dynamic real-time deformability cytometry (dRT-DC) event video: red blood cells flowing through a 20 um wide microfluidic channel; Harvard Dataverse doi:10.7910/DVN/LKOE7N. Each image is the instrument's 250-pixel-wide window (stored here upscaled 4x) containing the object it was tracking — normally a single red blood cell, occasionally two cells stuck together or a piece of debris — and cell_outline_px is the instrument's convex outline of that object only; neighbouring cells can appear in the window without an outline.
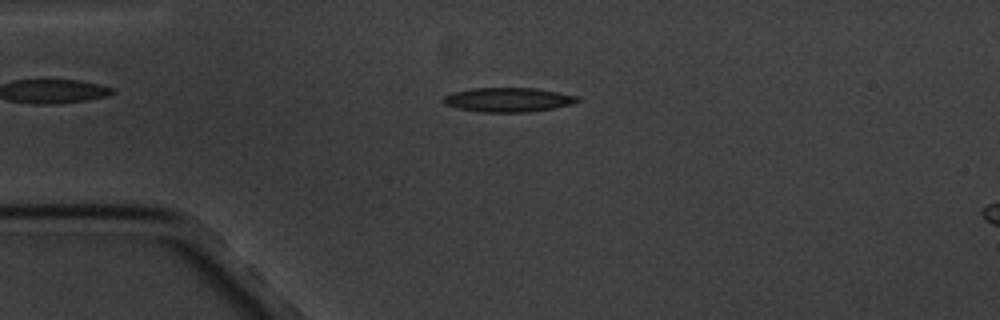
{"species": "common noctule bat (a hibernating species)", "species_latin": "Nyctalus noctula", "temperature_condition": "cold", "stored_images_in_passage": 5, "segment_of_instrument_passage": [1, 2], "camera_frame_rate_fps": 3000, "um_per_image_px": 0.085, "animal": {"sex": "male", "body_mass_g": 20.1, "forearm_length_mm": 53.5}, "frame": {"image": 1, "passage_image": 3, "time_ms": 2.333, "image_size_px": [1000, 320], "cell_outline_px": [[580, 100], [568, 104], [552, 108], [528, 112], [484, 112], [456, 108], [444, 104], [440, 100], [444, 96], [452, 92], [472, 88], [536, 88], [580, 96]], "centroid_in_image_um": [43.14, 8.47], "position_along_channel_um": 41.9, "area_um2": 18.96}}